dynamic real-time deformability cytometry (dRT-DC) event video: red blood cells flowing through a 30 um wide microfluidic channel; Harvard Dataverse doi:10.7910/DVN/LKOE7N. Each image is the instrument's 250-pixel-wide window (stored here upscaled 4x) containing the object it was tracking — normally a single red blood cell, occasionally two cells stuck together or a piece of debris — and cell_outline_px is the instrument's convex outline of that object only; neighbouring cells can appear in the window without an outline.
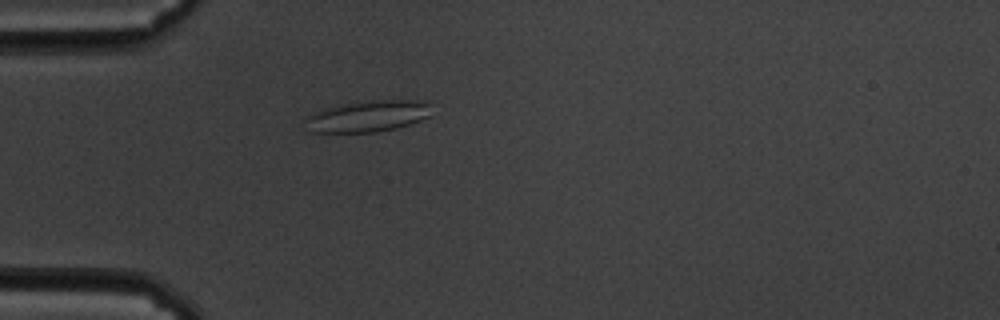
{"species": "common noctule bat (a hibernating species)", "species_latin": "Nyctalus noctula", "temperature_condition": "cold", "stored_images_in_passage": 58, "camera_frame_rate_fps": 3000, "um_per_image_px": 0.085, "animal": {"sex": "male", "body_mass_g": 19.5, "forearm_length_mm": 54.6}, "frame": {"image": 1, "passage_image": 17, "time_ms": 5.333, "image_size_px": [1000, 320], "cell_outline_px": [[428, 116], [420, 120], [396, 128], [376, 132], [308, 132], [304, 120], [304, 116], [312, 112], [324, 108], [344, 104], [368, 100], [424, 100], [428, 104]], "centroid_in_image_um": [31.16, 9.88], "position_along_channel_um": 53.8, "area_um2": 23.06}}
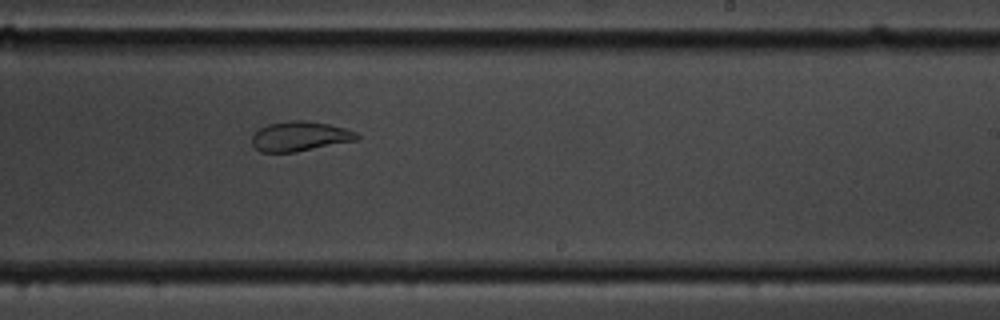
{"frame": {"image": 2, "passage_image": 36, "time_ms": 11.667, "image_size_px": [1000, 320], "cell_outline_px": [[360, 136], [356, 140], [296, 152], [260, 152], [252, 144], [252, 136], [260, 128], [268, 124], [296, 120], [304, 120], [328, 124], [344, 128], [356, 132]], "centroid_in_image_um": [25.48, 11.59], "position_along_channel_um": 263.5, "area_um2": 17.98}}
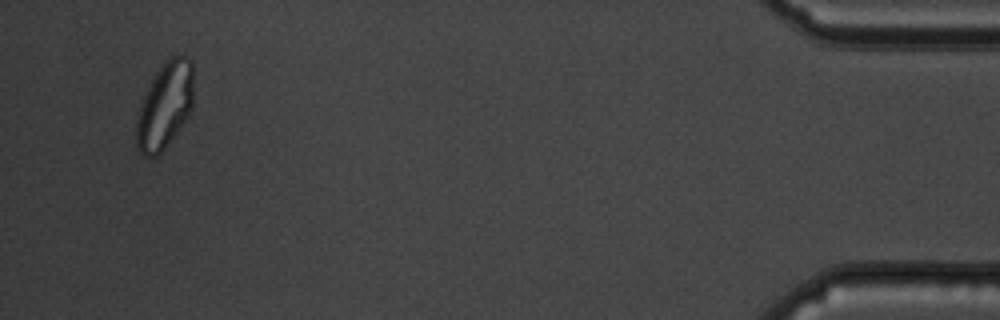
{"frame": {"image": 3, "passage_image": 56, "time_ms": 18.333, "image_size_px": [1000, 320], "cell_outline_px": [[192, 104], [188, 116], [164, 148], [156, 156], [144, 156], [136, 148], [136, 120], [140, 104], [156, 72], [168, 56], [188, 56], [192, 60]], "centroid_in_image_um": [13.99, 8.95], "position_along_channel_um": 421.2, "area_um2": 28.44}, "authors_computed_cell_mechanics": {"area_um2": 24.7673, "velocity_mm_per_s": 3.4653, "shape_relaxation_time_tau1_ms": null, "shape_relaxation_time_tau2_ms": 1.4911, "deformation_change_tau1": null, "deformation_change_tau2": 0.0715}}